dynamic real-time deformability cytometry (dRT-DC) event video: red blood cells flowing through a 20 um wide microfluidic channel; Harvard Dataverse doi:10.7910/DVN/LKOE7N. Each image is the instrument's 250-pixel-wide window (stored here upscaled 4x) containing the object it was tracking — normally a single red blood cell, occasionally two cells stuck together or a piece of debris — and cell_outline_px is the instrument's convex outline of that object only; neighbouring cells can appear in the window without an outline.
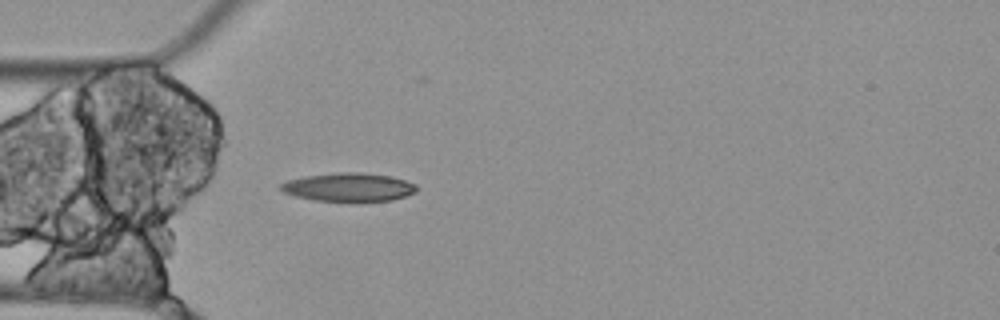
{"species": "Egyptian fruit bat (a non-hibernating species)", "species_latin": "Rousettus aegyptiacus", "temperature_condition": "cold", "stored_images_in_passage": 3, "camera_frame_rate_fps": 3000, "um_per_image_px": 0.085, "animal": {"sex": "female"}, "frame": {"image": 1, "passage_image": 3, "time_ms": 0.667, "image_size_px": [1000, 320], "cell_outline_px": [[416, 192], [392, 200], [316, 200], [296, 196], [284, 192], [280, 188], [280, 184], [288, 180], [304, 176], [340, 172], [360, 172], [392, 176], [416, 184]], "centroid_in_image_um": [29.64, 15.88], "position_along_channel_um": 55.4, "area_um2": 22.08}}